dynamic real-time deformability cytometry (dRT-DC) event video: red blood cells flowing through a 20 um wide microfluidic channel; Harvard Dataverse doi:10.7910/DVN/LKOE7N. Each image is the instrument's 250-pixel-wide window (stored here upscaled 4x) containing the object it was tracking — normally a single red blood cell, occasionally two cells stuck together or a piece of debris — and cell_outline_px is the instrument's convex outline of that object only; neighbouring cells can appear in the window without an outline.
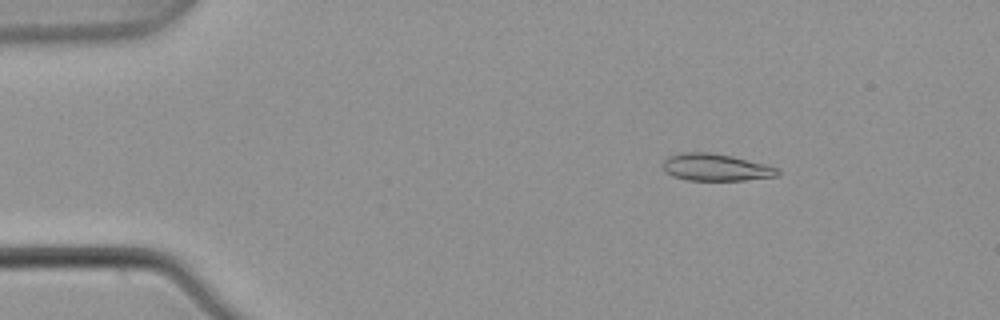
{"species": "common noctule bat (a hibernating species)", "species_latin": "Nyctalus noctula", "temperature_condition": "warm", "stored_images_in_passage": 4, "camera_frame_rate_fps": 3000, "um_per_image_px": 0.085, "animal": {"sex": "male", "body_mass_g": 21.5, "forearm_length_mm": 52.0}, "frame": {"image": 1, "passage_image": 2, "time_ms": 0.333, "image_size_px": [1000, 320], "cell_outline_px": [[780, 172], [776, 176], [744, 180], [688, 180], [672, 176], [664, 172], [664, 160], [668, 156], [684, 152], [708, 152], [732, 156], [764, 164], [776, 168]], "centroid_in_image_um": [60.8, 14.22], "position_along_channel_um": 24.2, "area_um2": 17.92}}